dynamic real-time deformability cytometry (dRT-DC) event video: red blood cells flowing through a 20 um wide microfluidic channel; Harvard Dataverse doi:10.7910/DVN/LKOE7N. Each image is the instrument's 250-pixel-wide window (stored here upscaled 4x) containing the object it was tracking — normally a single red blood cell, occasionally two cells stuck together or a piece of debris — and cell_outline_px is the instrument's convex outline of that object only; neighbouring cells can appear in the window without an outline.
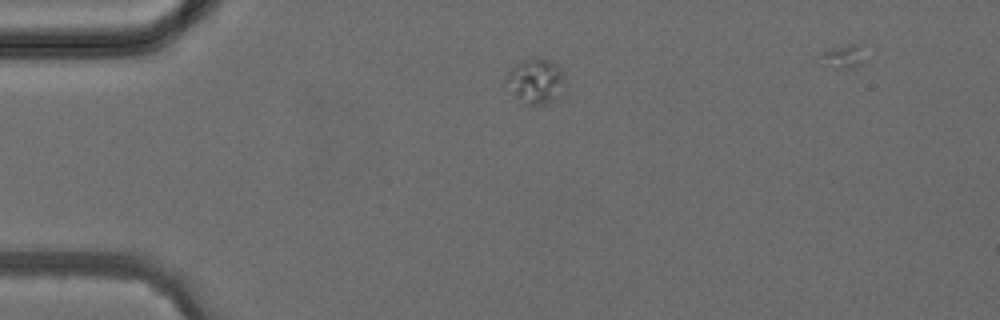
{"species": "common noctule bat (a hibernating species)", "species_latin": "Nyctalus noctula", "temperature_condition": "cold", "stored_images_in_passage": 3, "camera_frame_rate_fps": 3000, "um_per_image_px": 0.085, "animal": {"sex": "female", "body_mass_g": 24.6, "forearm_length_mm": 56.2}, "frame": {"image": 1, "passage_image": 2, "time_ms": 1.333, "image_size_px": [1000, 320], "cell_outline_px": [[568, 84], [564, 92], [556, 100], [544, 104], [528, 104], [516, 96], [500, 84], [508, 72], [516, 64], [528, 56], [536, 56], [552, 60], [560, 68]], "centroid_in_image_um": [45.54, 6.86], "position_along_channel_um": 39.5, "area_um2": 16.36}}